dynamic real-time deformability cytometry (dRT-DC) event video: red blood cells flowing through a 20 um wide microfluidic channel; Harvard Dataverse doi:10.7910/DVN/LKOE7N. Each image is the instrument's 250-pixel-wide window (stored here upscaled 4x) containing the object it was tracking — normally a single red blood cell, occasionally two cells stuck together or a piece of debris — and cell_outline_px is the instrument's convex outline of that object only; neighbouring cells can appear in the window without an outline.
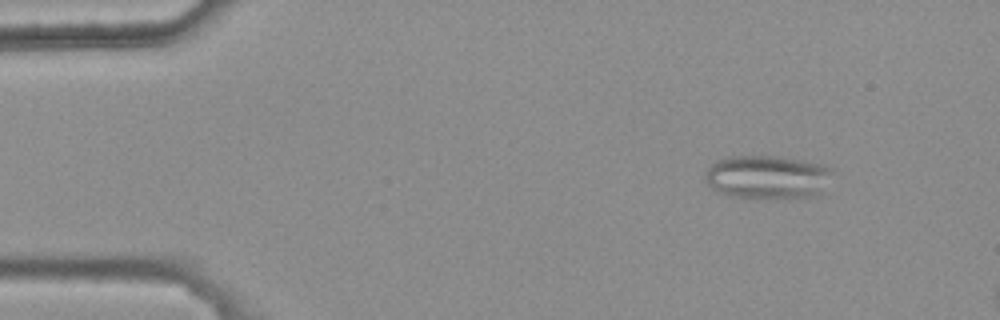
{"species": "common noctule bat (a hibernating species)", "species_latin": "Nyctalus noctula", "temperature_condition": "warm", "stored_images_in_passage": 4, "camera_frame_rate_fps": 3000, "um_per_image_px": 0.085, "animal": {"sex": "female", "body_mass_g": 25.1}, "frame": {"image": 1, "passage_image": 1, "time_ms": 0.0, "image_size_px": [1000, 320], "cell_outline_px": [[832, 172], [820, 196], [732, 196], [720, 192], [712, 188], [708, 184], [704, 176], [708, 168], [716, 160], [728, 156], [780, 156], [824, 164], [832, 168]], "centroid_in_image_um": [65.24, 15.0], "position_along_channel_um": 19.8, "area_um2": 31.73}}